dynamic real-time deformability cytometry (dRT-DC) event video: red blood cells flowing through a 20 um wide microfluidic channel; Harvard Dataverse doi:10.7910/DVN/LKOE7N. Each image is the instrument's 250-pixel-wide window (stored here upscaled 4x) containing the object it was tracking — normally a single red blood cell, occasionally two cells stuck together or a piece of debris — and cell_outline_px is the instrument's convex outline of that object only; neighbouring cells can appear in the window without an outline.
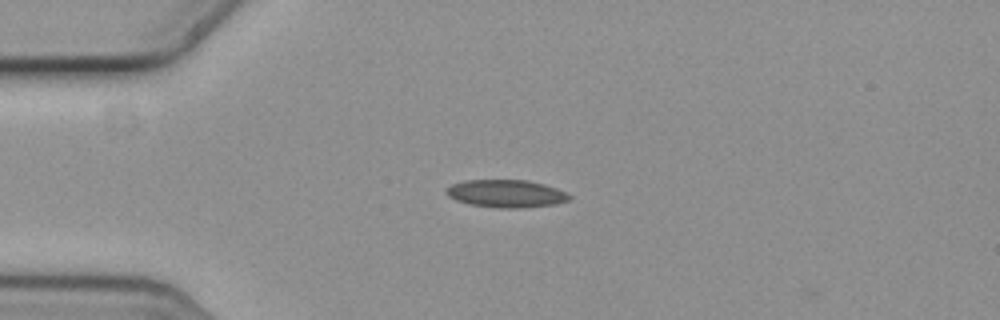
{"species": "common noctule bat (a hibernating species)", "species_latin": "Nyctalus noctula", "temperature_condition": "cold", "stored_images_in_passage": 3, "camera_frame_rate_fps": 3000, "um_per_image_px": 0.085, "animal": {"sex": "female", "body_mass_g": 19.3, "forearm_length_mm": 54.1}, "frame": {"image": 1, "passage_image": 2, "time_ms": 0.333, "image_size_px": [1000, 320], "cell_outline_px": [[572, 200], [556, 204], [520, 208], [496, 208], [468, 204], [456, 200], [448, 196], [444, 192], [452, 184], [464, 180], [528, 180], [544, 184], [556, 188], [572, 196]], "centroid_in_image_um": [43.03, 16.46], "position_along_channel_um": 42.0, "area_um2": 20.0}}